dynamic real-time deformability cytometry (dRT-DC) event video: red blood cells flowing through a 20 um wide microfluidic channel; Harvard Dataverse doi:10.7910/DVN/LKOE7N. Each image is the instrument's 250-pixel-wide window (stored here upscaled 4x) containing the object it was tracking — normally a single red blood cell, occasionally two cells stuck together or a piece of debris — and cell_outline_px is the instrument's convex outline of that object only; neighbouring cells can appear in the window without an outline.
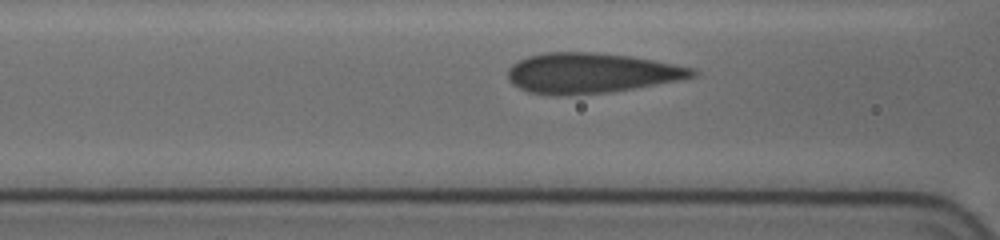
{"species": "human", "species_latin": "Homo sapiens", "temperature_condition": "cold", "stored_images_in_passage": 4, "camera_frame_rate_fps": 3000, "um_per_image_px": 0.085, "donor": {"sex": "female"}, "frame": {"image": 1, "passage_image": 3, "time_ms": 0.667, "image_size_px": [1000, 240], "cell_outline_px": [[700, 72], [696, 76], [676, 80], [612, 92], [560, 96], [528, 92], [512, 84], [508, 80], [508, 68], [512, 64], [528, 56], [548, 52], [596, 52], [628, 56], [652, 60], [696, 68]], "centroid_in_image_um": [50.22, 6.21], "position_along_channel_um": 116.4, "area_um2": 43.18}}